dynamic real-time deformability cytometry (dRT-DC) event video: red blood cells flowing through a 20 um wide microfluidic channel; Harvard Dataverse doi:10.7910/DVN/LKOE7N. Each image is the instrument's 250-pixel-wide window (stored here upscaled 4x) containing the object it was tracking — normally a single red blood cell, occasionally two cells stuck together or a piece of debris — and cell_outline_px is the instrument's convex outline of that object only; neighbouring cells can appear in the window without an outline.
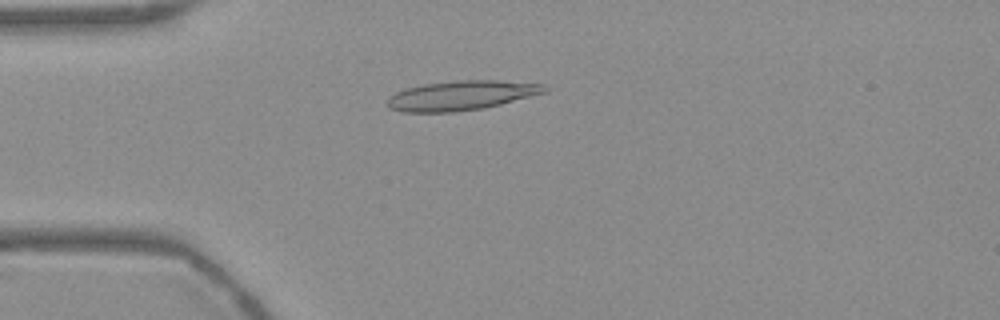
{"species": "Egyptian fruit bat (a non-hibernating species)", "species_latin": "Rousettus aegyptiacus", "temperature_condition": "warm", "stored_images_in_passage": 53, "camera_frame_rate_fps": 3000, "um_per_image_px": 0.085, "frame": {"image": 1, "passage_image": 13, "time_ms": 4.0, "image_size_px": [1000, 320], "cell_outline_px": [[548, 92], [484, 108], [452, 112], [404, 112], [388, 108], [388, 100], [396, 92], [404, 88], [424, 84], [460, 80], [496, 80], [544, 84], [548, 88]], "centroid_in_image_um": [39.24, 8.11], "position_along_channel_um": 45.8, "area_um2": 26.99}}
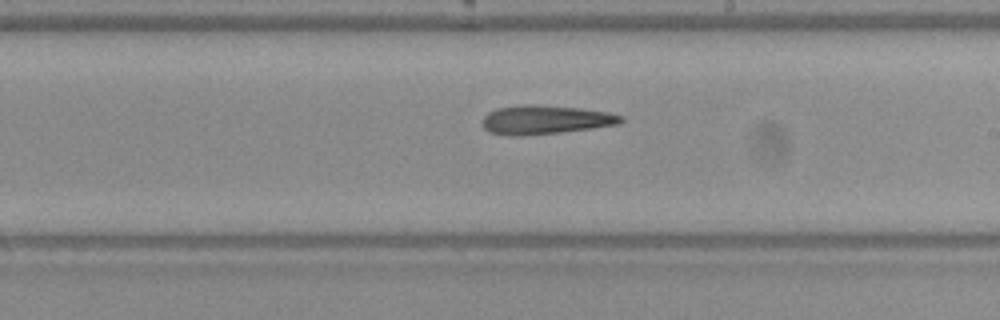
{"frame": {"image": 2, "passage_image": 30, "time_ms": 9.667, "image_size_px": [1000, 320], "cell_outline_px": [[624, 120], [620, 124], [592, 128], [560, 132], [516, 136], [508, 136], [488, 132], [484, 128], [484, 116], [488, 112], [496, 108], [524, 104], [536, 104], [580, 108], [608, 112], [624, 116]], "centroid_in_image_um": [46.36, 10.17], "position_along_channel_um": 242.6, "area_um2": 23.41}}
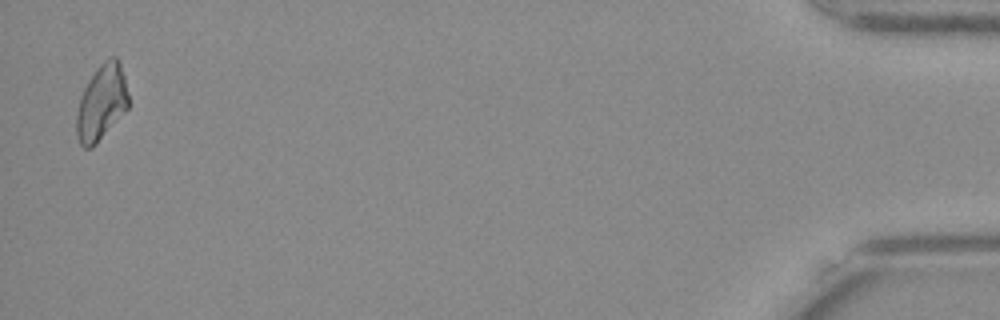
{"frame": {"image": 3, "passage_image": 52, "time_ms": 17.0, "image_size_px": [1000, 320], "cell_outline_px": [[128, 108], [96, 144], [92, 148], [84, 148], [80, 144], [76, 136], [76, 116], [80, 96], [88, 80], [96, 68], [104, 60], [112, 56], [116, 56], [120, 64], [124, 76], [128, 92]], "centroid_in_image_um": [8.61, 8.72], "position_along_channel_um": 426.6, "area_um2": 22.89}}